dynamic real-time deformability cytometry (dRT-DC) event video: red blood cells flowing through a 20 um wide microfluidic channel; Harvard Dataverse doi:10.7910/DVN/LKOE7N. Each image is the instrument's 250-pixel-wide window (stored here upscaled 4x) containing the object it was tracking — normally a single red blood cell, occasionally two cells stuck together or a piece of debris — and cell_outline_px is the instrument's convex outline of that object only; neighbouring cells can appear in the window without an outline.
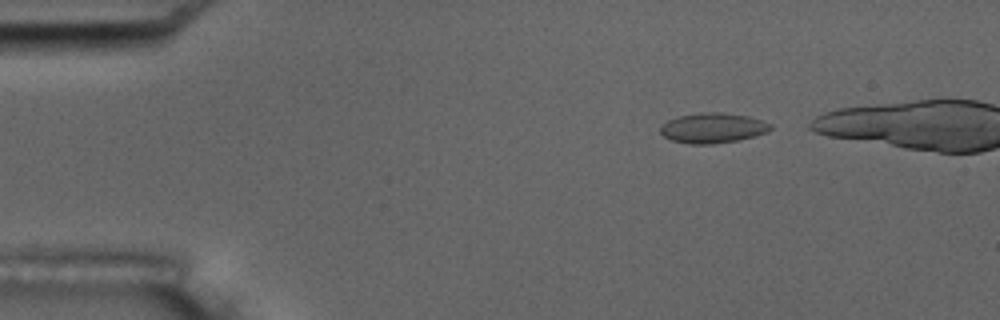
{"species": "common noctule bat (a hibernating species)", "species_latin": "Nyctalus noctula", "temperature_condition": "room temperature", "stored_images_in_passage": 9, "camera_frame_rate_fps": 3000, "um_per_image_px": 0.085, "animal": {"sex": "male", "body_mass_g": 17.5, "forearm_length_mm": 52.3}, "frame": {"image": 1, "passage_image": 1, "time_ms": 0.0, "image_size_px": [1000, 320], "cell_outline_px": [[772, 128], [768, 132], [740, 140], [712, 144], [692, 144], [672, 140], [664, 136], [660, 132], [660, 128], [668, 120], [680, 116], [700, 112], [720, 112], [748, 116], [772, 124]], "centroid_in_image_um": [60.61, 10.88], "position_along_channel_um": 24.4, "area_um2": 19.25}}
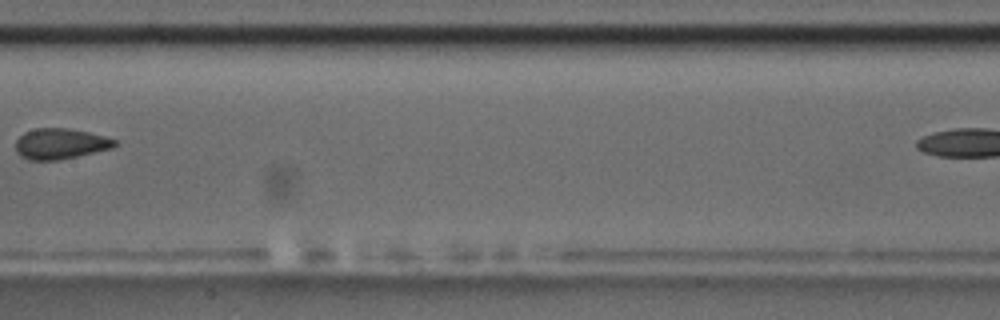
{"frame": {"image": 2, "passage_image": 7, "time_ms": 7.0, "image_size_px": [1000, 320], "cell_outline_px": [[116, 144], [112, 148], [76, 156], [56, 160], [28, 160], [20, 156], [16, 152], [16, 140], [24, 132], [36, 128], [68, 128], [88, 132], [104, 136], [116, 140]], "centroid_in_image_um": [5.09, 12.21], "position_along_channel_um": 202.3, "area_um2": 17.57}}